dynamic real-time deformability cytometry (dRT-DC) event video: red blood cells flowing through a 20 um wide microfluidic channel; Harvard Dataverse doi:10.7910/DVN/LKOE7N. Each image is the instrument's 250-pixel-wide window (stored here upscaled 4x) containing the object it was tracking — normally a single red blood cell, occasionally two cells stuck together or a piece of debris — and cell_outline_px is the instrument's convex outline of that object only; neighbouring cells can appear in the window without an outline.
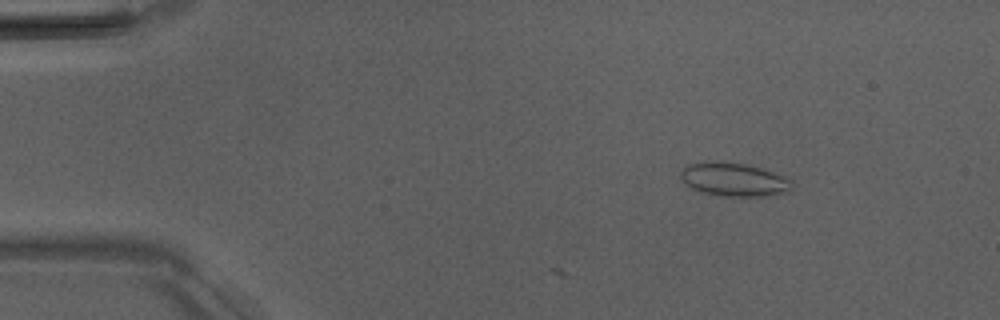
{"species": "Egyptian fruit bat (a non-hibernating species)", "species_latin": "Rousettus aegyptiacus", "temperature_condition": "room temperature", "stored_images_in_passage": 8, "camera_frame_rate_fps": 3000, "um_per_image_px": 0.085, "animal": {"sex": "male"}, "frame": {"image": 1, "passage_image": 2, "time_ms": 1.333, "image_size_px": [1000, 320], "cell_outline_px": [[792, 180], [788, 192], [768, 196], [724, 196], [700, 192], [684, 184], [680, 180], [680, 172], [688, 164], [704, 160], [744, 164], [760, 168], [784, 176]], "centroid_in_image_um": [62.32, 15.26], "position_along_channel_um": 22.7, "area_um2": 21.79}}
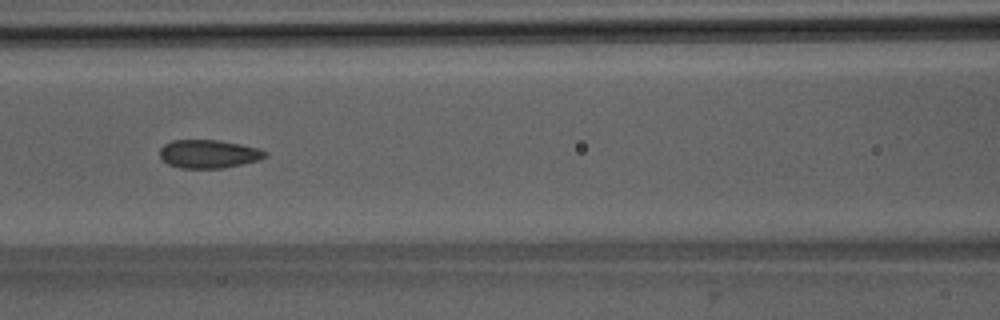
{"frame": {"image": 2, "passage_image": 6, "time_ms": 6.667, "image_size_px": [1000, 320], "cell_outline_px": [[268, 156], [260, 160], [224, 168], [180, 168], [168, 164], [160, 156], [160, 148], [164, 144], [172, 140], [220, 140], [260, 148], [268, 152]], "centroid_in_image_um": [17.77, 13.08], "position_along_channel_um": 148.8, "area_um2": 17.57}}